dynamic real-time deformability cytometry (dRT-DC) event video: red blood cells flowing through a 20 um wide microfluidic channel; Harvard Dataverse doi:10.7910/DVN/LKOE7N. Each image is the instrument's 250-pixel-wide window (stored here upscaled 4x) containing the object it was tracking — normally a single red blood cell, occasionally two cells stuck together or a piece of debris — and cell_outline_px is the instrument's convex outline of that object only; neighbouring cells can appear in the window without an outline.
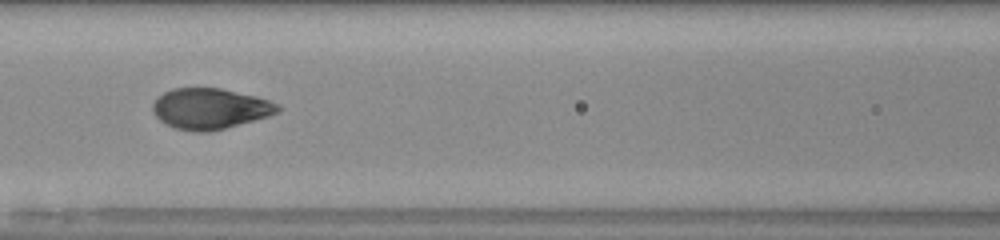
{"species": "human", "species_latin": "Homo sapiens", "temperature_condition": "room temperature", "stored_images_in_passage": 21, "camera_frame_rate_fps": 3000, "um_per_image_px": 0.085, "donor": {"sex": "male"}, "frame": {"image": 1, "passage_image": 10, "time_ms": 3.0, "image_size_px": [1000, 240], "cell_outline_px": [[284, 108], [280, 112], [268, 116], [212, 132], [196, 132], [176, 128], [160, 120], [152, 112], [152, 104], [156, 96], [172, 88], [220, 88], [256, 96], [268, 100]], "centroid_in_image_um": [17.85, 9.23], "position_along_channel_um": 148.8, "area_um2": 29.82}}